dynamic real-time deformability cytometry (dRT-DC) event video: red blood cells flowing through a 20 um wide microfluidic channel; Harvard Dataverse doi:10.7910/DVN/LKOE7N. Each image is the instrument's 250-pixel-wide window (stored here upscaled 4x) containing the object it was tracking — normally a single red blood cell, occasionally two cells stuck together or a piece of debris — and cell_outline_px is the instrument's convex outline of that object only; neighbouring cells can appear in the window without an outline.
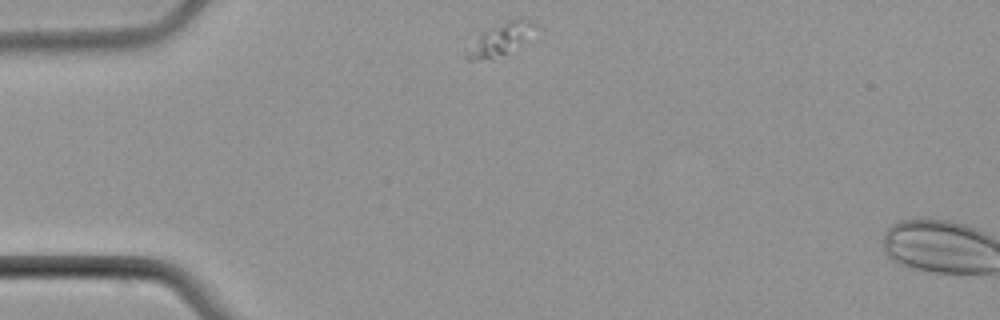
{"species": "common noctule bat (a hibernating species)", "species_latin": "Nyctalus noctula", "temperature_condition": "cold", "stored_images_in_passage": 2, "camera_frame_rate_fps": 3000, "um_per_image_px": 0.085, "animal": {"sex": "male", "body_mass_g": 21.5, "forearm_length_mm": 52.0}, "frame": {"image": 1, "passage_image": 1, "time_ms": 0.0, "image_size_px": [1000, 320], "cell_outline_px": [[536, 24], [524, 40], [504, 52], [476, 60], [468, 60], [464, 56], [480, 36], [508, 20], [528, 20]], "centroid_in_image_um": [42.51, 3.33], "position_along_channel_um": 42.5, "area_um2": 10.75}}